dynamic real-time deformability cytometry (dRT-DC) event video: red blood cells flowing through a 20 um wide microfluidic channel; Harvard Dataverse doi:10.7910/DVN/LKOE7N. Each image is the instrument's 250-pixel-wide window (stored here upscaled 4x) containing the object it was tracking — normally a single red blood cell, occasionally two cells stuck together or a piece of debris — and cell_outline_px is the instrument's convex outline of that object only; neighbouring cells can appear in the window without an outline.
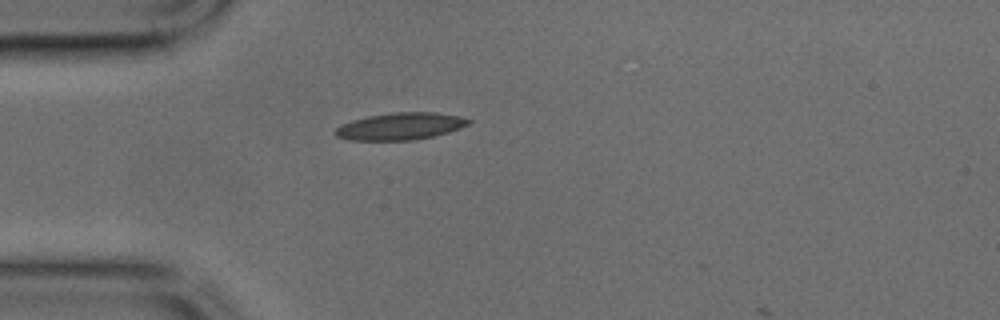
{"species": "common noctule bat (a hibernating species)", "species_latin": "Nyctalus noctula", "temperature_condition": "cold", "stored_images_in_passage": 2, "camera_frame_rate_fps": 3000, "um_per_image_px": 0.085, "animal": {"sex": "male", "body_mass_g": 17.9, "forearm_length_mm": 54.2}, "frame": {"image": 1, "passage_image": 1, "time_ms": 0.0, "image_size_px": [1000, 320], "cell_outline_px": [[472, 120], [468, 124], [460, 128], [448, 132], [416, 140], [348, 140], [336, 136], [332, 132], [340, 124], [352, 120], [368, 116], [392, 112], [436, 112], [460, 116]], "centroid_in_image_um": [34.0, 10.73], "position_along_channel_um": 51.0, "area_um2": 21.15}}